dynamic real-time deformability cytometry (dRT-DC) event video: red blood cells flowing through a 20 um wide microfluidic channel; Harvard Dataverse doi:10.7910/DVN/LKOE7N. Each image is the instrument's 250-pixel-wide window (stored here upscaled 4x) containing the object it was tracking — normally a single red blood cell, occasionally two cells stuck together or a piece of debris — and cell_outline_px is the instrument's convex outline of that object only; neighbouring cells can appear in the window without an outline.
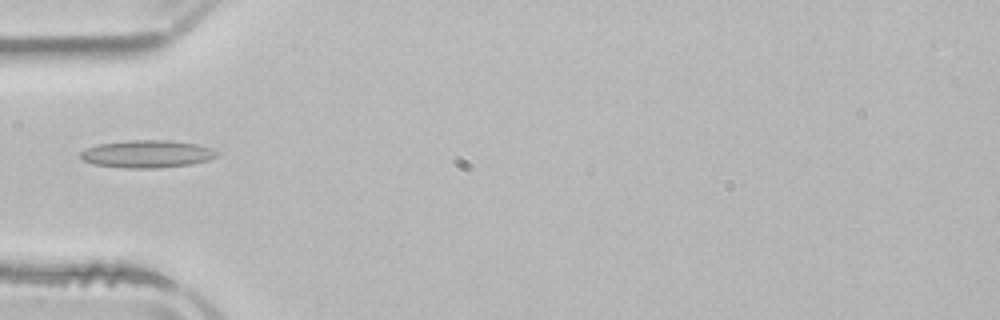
{"species": "common noctule bat (a hibernating species)", "species_latin": "Nyctalus noctula", "temperature_condition": "room temperature", "stored_images_in_passage": 4, "camera_frame_rate_fps": 3000, "um_per_image_px": 0.085, "animal": {"sex": "male", "body_mass_g": 21.5, "forearm_length_mm": 52.0}, "frame": {"image": 1, "passage_image": 4, "time_ms": 4.333, "image_size_px": [1000, 320], "cell_outline_px": [[220, 156], [208, 160], [192, 164], [160, 168], [124, 168], [96, 164], [84, 160], [80, 156], [80, 152], [96, 144], [132, 140], [168, 140], [196, 144], [212, 148], [220, 152]], "centroid_in_image_um": [12.57, 13.09], "position_along_channel_um": 72.4, "area_um2": 21.96}}